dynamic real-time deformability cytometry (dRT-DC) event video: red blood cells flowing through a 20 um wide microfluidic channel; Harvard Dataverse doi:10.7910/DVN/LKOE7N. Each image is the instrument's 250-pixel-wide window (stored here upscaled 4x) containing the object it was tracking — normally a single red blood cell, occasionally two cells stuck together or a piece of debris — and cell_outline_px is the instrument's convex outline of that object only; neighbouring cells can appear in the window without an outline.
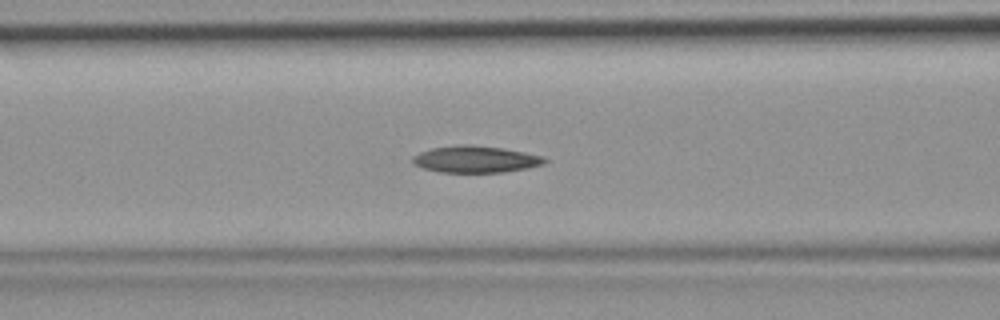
{"species": "common noctule bat (a hibernating species)", "species_latin": "Nyctalus noctula", "temperature_condition": "room temperature", "stored_images_in_passage": 42, "camera_frame_rate_fps": 3000, "um_per_image_px": 0.085, "animal": {"sex": "female", "body_mass_g": 19.9}, "frame": {"image": 1, "passage_image": 19, "time_ms": 6.0, "image_size_px": [1000, 320], "cell_outline_px": [[548, 160], [544, 164], [528, 168], [504, 172], [440, 172], [424, 168], [412, 164], [412, 156], [420, 152], [432, 148], [460, 144], [472, 144], [500, 148], [524, 152], [544, 156]], "centroid_in_image_um": [40.42, 13.53], "position_along_channel_um": 126.2, "area_um2": 20.63}}
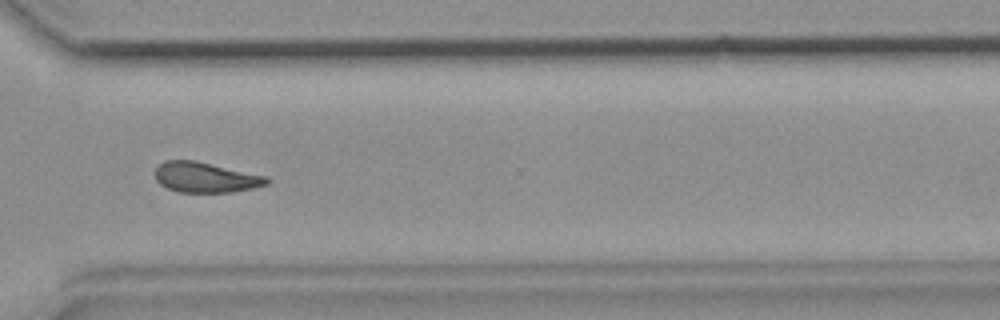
{"frame": {"image": 2, "passage_image": 35, "time_ms": 11.333, "image_size_px": [1000, 320], "cell_outline_px": [[268, 184], [252, 188], [232, 192], [180, 192], [168, 188], [160, 184], [156, 180], [156, 168], [164, 160], [196, 160], [268, 176]], "centroid_in_image_um": [17.48, 15.06], "position_along_channel_um": 353.1, "area_um2": 19.71}}
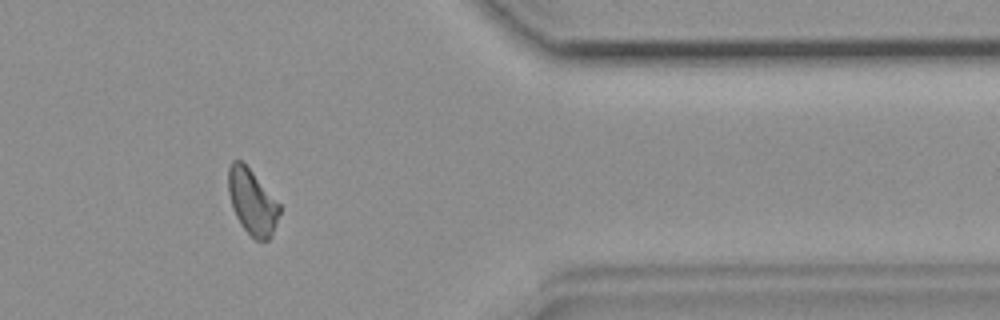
{"frame": {"image": 3, "passage_image": 39, "time_ms": 12.667, "image_size_px": [1000, 320], "cell_outline_px": [[280, 212], [272, 236], [268, 240], [256, 240], [240, 224], [232, 208], [228, 192], [228, 168], [232, 160], [240, 160], [252, 172], [280, 204]], "centroid_in_image_um": [21.42, 17.17], "position_along_channel_um": 390.0, "area_um2": 19.31}}